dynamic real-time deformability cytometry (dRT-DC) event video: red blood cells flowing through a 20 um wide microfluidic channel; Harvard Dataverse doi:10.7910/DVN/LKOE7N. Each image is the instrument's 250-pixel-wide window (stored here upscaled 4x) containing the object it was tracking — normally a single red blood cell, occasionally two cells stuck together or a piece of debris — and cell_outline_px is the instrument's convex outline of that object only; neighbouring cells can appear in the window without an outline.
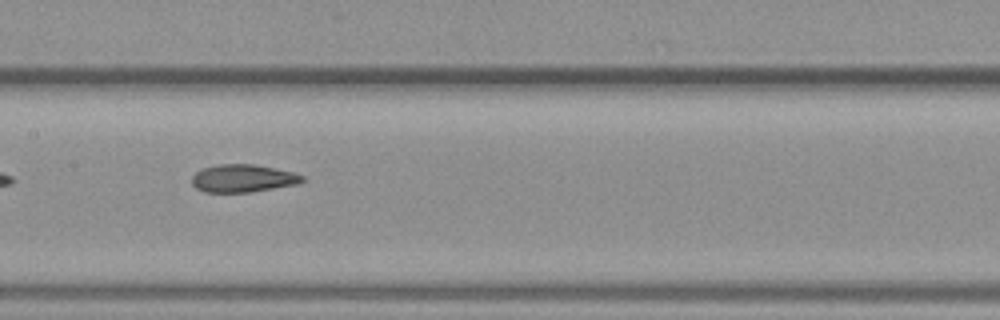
{"species": "common noctule bat (a hibernating species)", "species_latin": "Nyctalus noctula", "temperature_condition": "warm", "stored_images_in_passage": 34, "camera_frame_rate_fps": 3000, "um_per_image_px": 0.085, "animal": {"sex": "female", "body_mass_g": 19.3, "forearm_length_mm": 54.1}, "frame": {"image": 1, "passage_image": 10, "time_ms": 3.0, "image_size_px": [1000, 320], "cell_outline_px": [[308, 180], [300, 184], [252, 192], [204, 192], [196, 188], [192, 184], [192, 176], [196, 172], [204, 168], [220, 164], [252, 164], [292, 172], [304, 176]], "centroid_in_image_um": [20.69, 15.17], "position_along_channel_um": 186.7, "area_um2": 17.92}, "authors_computed_cell_mechanics": {"area_um2": 18.4671, "velocity_mm_per_s": 4.0713, "shape_relaxation_time_tau1_ms": null, "shape_relaxation_time_tau2_ms": 1.868, "deformation_change_tau1": null, "deformation_change_tau2": 0.0979}}